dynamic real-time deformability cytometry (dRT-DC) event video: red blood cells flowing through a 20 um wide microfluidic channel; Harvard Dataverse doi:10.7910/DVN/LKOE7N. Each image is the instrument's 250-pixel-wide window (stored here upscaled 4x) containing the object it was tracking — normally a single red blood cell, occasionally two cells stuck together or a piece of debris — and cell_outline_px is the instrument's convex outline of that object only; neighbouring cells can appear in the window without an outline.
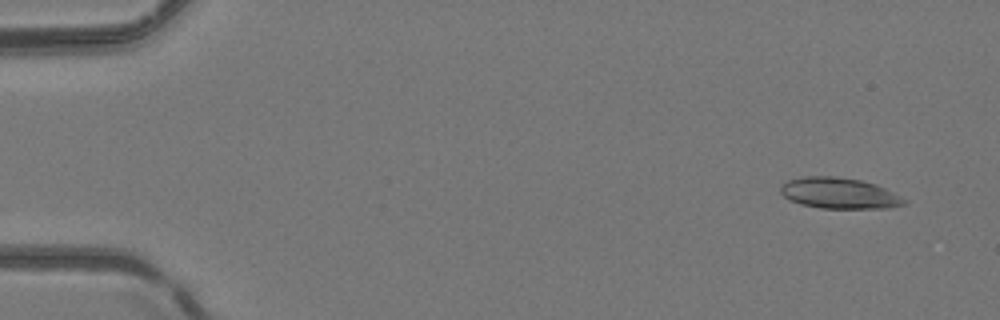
{"species": "common noctule bat (a hibernating species)", "species_latin": "Nyctalus noctula", "temperature_condition": "room temperature", "stored_images_in_passage": 6, "camera_frame_rate_fps": 3000, "um_per_image_px": 0.085, "animal": {"sex": "female", "body_mass_g": 24.6, "forearm_length_mm": 56.2}, "frame": {"image": 1, "passage_image": 1, "time_ms": 0.0, "image_size_px": [1000, 320], "cell_outline_px": [[908, 204], [888, 208], [820, 208], [800, 204], [784, 196], [780, 192], [780, 188], [788, 180], [804, 176], [832, 176], [860, 180], [876, 184], [908, 200]], "centroid_in_image_um": [71.36, 16.43], "position_along_channel_um": 13.6, "area_um2": 22.2}}
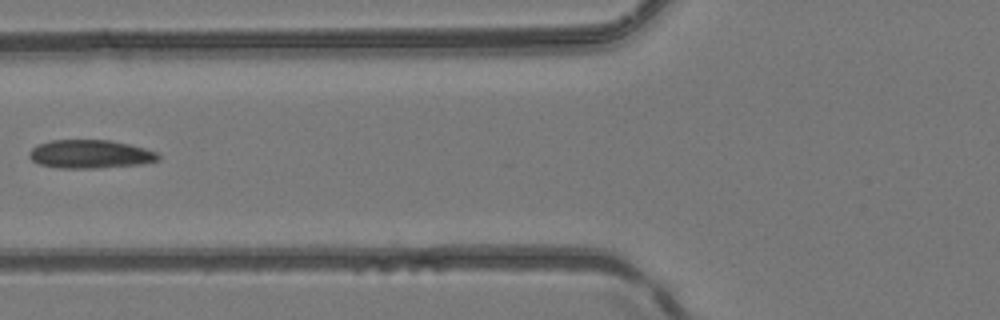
{"frame": {"image": 2, "passage_image": 5, "time_ms": 5.667, "image_size_px": [1000, 320], "cell_outline_px": [[160, 160], [144, 164], [100, 168], [60, 168], [40, 164], [32, 160], [28, 156], [28, 152], [36, 144], [52, 140], [112, 140], [144, 148], [156, 152], [160, 156]], "centroid_in_image_um": [7.67, 13.1], "position_along_channel_um": 118.1, "area_um2": 21.56}}
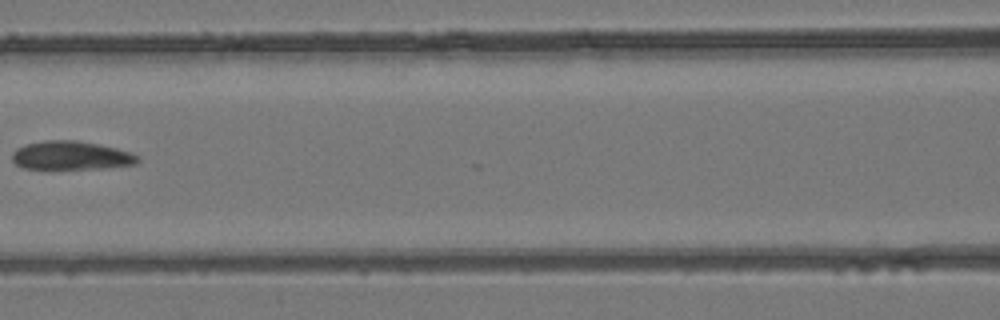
{"frame": {"image": 3, "passage_image": 6, "time_ms": 6.667, "image_size_px": [1000, 320], "cell_outline_px": [[140, 160], [136, 164], [108, 168], [24, 168], [16, 164], [12, 160], [12, 152], [16, 148], [24, 144], [44, 140], [76, 140], [116, 148], [140, 156]], "centroid_in_image_um": [6.03, 13.21], "position_along_channel_um": 160.6, "area_um2": 20.87}}